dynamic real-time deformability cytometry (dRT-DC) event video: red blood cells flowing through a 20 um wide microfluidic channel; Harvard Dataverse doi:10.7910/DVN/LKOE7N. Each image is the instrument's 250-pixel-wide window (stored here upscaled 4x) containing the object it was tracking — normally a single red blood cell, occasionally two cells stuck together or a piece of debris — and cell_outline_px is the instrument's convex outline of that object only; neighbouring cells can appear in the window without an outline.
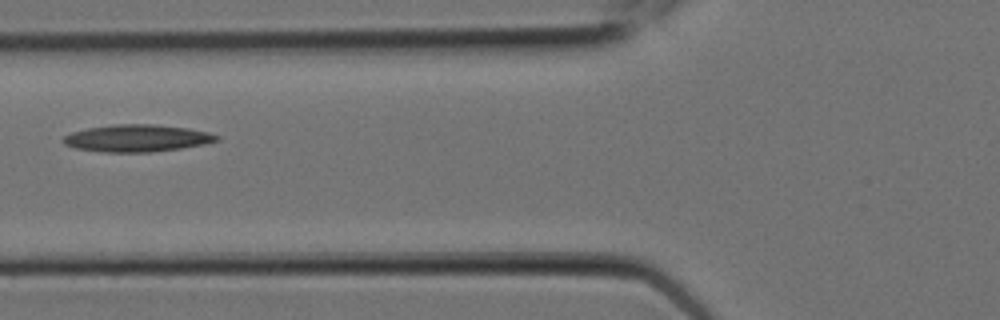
{"species": "Egyptian fruit bat (a non-hibernating species)", "species_latin": "Rousettus aegyptiacus", "temperature_condition": "room temperature", "stored_images_in_passage": 7, "camera_frame_rate_fps": 3000, "um_per_image_px": 0.085, "animal": {"sex": "female"}, "frame": {"image": 1, "passage_image": 3, "time_ms": 0.667, "image_size_px": [1000, 320], "cell_outline_px": [[220, 140], [208, 144], [152, 152], [104, 152], [76, 148], [64, 144], [60, 140], [64, 136], [72, 132], [88, 128], [116, 124], [152, 124], [188, 128], [208, 132], [220, 136]], "centroid_in_image_um": [11.67, 11.75], "position_along_channel_um": 114.1, "area_um2": 24.33}}
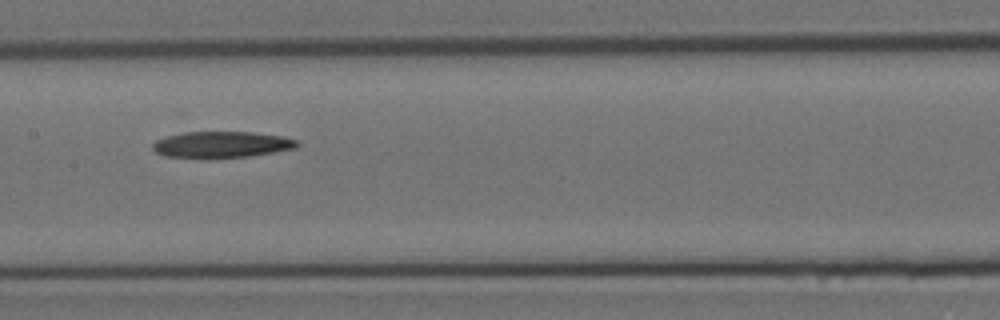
{"frame": {"image": 2, "passage_image": 5, "time_ms": 1.333, "image_size_px": [1000, 320], "cell_outline_px": [[300, 144], [296, 148], [252, 156], [164, 156], [156, 152], [152, 148], [152, 144], [156, 140], [168, 136], [184, 132], [252, 132], [284, 136], [296, 140]], "centroid_in_image_um": [18.89, 12.26], "position_along_channel_um": 188.5, "area_um2": 21.5}}
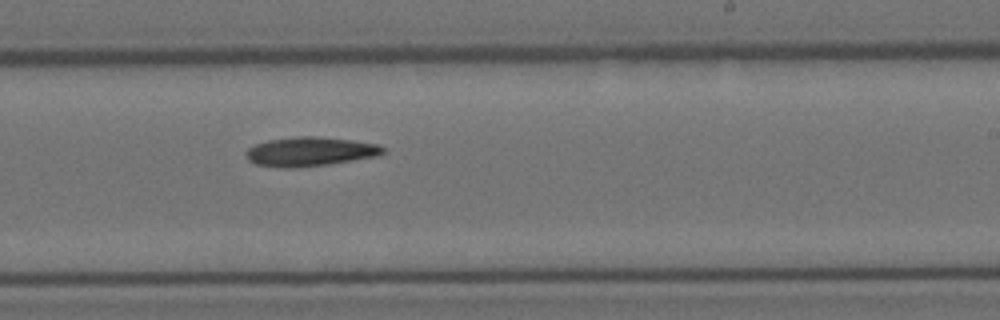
{"frame": {"image": 3, "passage_image": 7, "time_ms": 2.0, "image_size_px": [1000, 320], "cell_outline_px": [[384, 152], [376, 156], [328, 164], [300, 168], [280, 168], [256, 164], [248, 160], [244, 156], [248, 148], [256, 144], [268, 140], [296, 136], [316, 136], [352, 140], [376, 144], [384, 148]], "centroid_in_image_um": [26.29, 12.89], "position_along_channel_um": 262.7, "area_um2": 23.29}}